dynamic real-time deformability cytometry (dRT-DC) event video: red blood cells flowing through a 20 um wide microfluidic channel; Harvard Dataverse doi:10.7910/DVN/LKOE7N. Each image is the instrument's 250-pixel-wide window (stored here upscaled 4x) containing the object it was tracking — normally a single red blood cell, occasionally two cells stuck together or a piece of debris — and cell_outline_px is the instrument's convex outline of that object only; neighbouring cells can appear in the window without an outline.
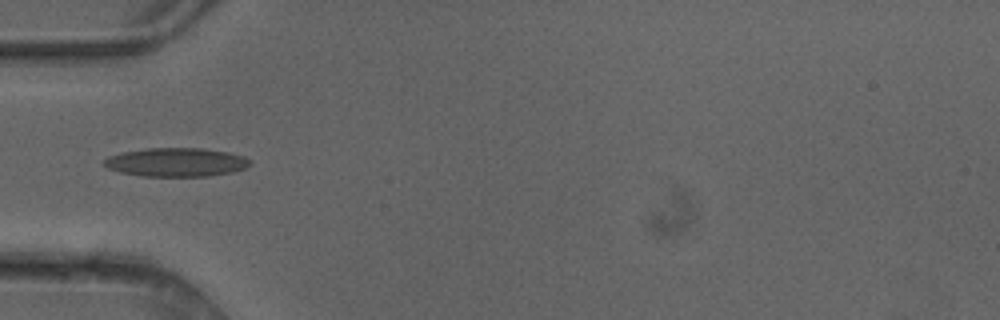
{"species": "common noctule bat (a hibernating species)", "species_latin": "Nyctalus noctula", "temperature_condition": "cold", "stored_images_in_passage": 5, "camera_frame_rate_fps": 3000, "um_per_image_px": 0.085, "animal": {"sex": "female"}, "frame": {"image": 1, "passage_image": 4, "time_ms": 1.0, "image_size_px": [1000, 320], "cell_outline_px": [[252, 164], [244, 168], [232, 172], [208, 176], [140, 176], [120, 172], [108, 168], [100, 164], [108, 156], [124, 152], [148, 148], [204, 148], [228, 152], [244, 156], [252, 160]], "centroid_in_image_um": [14.98, 13.79], "position_along_channel_um": 70.0, "area_um2": 24.57}}
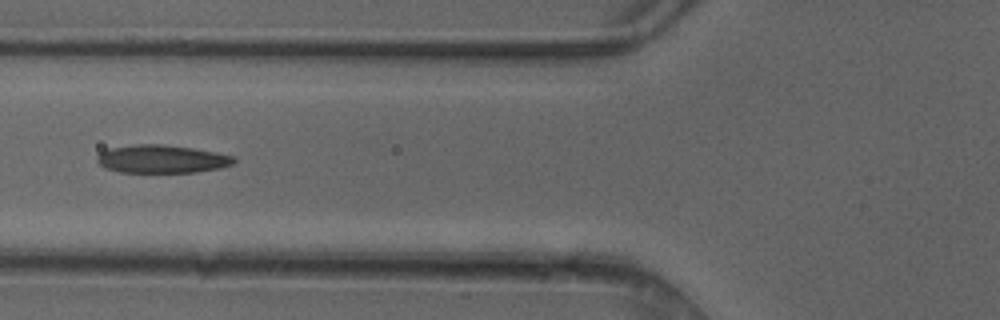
{"frame": {"image": 2, "passage_image": 5, "time_ms": 1.333, "image_size_px": [1000, 320], "cell_outline_px": [[236, 160], [232, 164], [220, 168], [196, 172], [120, 172], [104, 168], [96, 160], [96, 156], [100, 152], [108, 148], [136, 144], [164, 144], [192, 148], [216, 152], [232, 156]], "centroid_in_image_um": [13.71, 13.51], "position_along_channel_um": 112.1, "area_um2": 22.43}}